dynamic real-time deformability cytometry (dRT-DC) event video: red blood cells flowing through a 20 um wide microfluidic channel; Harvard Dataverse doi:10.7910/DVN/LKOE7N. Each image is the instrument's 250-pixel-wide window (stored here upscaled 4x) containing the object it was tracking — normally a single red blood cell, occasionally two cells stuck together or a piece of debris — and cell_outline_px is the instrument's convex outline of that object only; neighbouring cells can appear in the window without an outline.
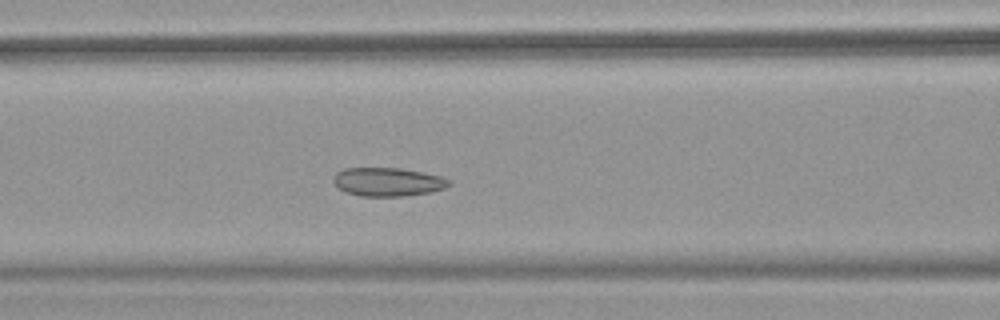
{"species": "common noctule bat (a hibernating species)", "species_latin": "Nyctalus noctula", "temperature_condition": "warm", "stored_images_in_passage": 15, "camera_frame_rate_fps": 3000, "um_per_image_px": 0.085, "animal": {"sex": "female", "body_mass_g": 18.4}, "frame": {"image": 1, "passage_image": 11, "time_ms": 3.333, "image_size_px": [1000, 320], "cell_outline_px": [[452, 184], [444, 188], [432, 192], [404, 196], [360, 196], [344, 192], [336, 188], [332, 180], [336, 172], [344, 168], [400, 168], [424, 172], [440, 176], [448, 180]], "centroid_in_image_um": [32.92, 15.46], "position_along_channel_um": 133.7, "area_um2": 19.48}}